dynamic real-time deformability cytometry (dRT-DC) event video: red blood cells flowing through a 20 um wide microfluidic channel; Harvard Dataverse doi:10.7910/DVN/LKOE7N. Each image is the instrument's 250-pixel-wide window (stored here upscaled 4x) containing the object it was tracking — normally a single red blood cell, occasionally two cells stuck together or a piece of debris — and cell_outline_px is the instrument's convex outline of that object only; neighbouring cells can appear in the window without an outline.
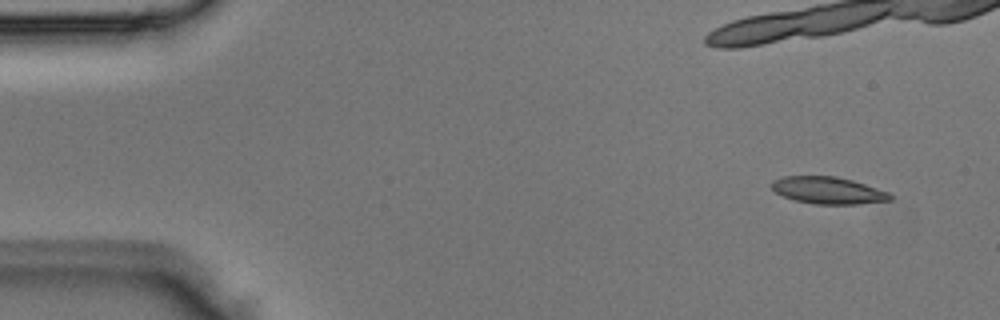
{"species": "Egyptian fruit bat (a non-hibernating species)", "species_latin": "Rousettus aegyptiacus", "temperature_condition": "room temperature", "stored_images_in_passage": 2, "segment_of_instrument_passage": [2, 2], "camera_frame_rate_fps": 3000, "um_per_image_px": 0.085, "animal": {"sex": "male"}, "frame": {"image": 1, "passage_image": 2, "time_ms": 0.333, "image_size_px": [1000, 320], "cell_outline_px": [[892, 200], [860, 204], [816, 204], [796, 200], [784, 196], [776, 192], [772, 188], [772, 180], [784, 176], [836, 176], [852, 180], [888, 192], [892, 196]], "centroid_in_image_um": [70.4, 16.18], "position_along_channel_um": 14.6, "area_um2": 18.5}}